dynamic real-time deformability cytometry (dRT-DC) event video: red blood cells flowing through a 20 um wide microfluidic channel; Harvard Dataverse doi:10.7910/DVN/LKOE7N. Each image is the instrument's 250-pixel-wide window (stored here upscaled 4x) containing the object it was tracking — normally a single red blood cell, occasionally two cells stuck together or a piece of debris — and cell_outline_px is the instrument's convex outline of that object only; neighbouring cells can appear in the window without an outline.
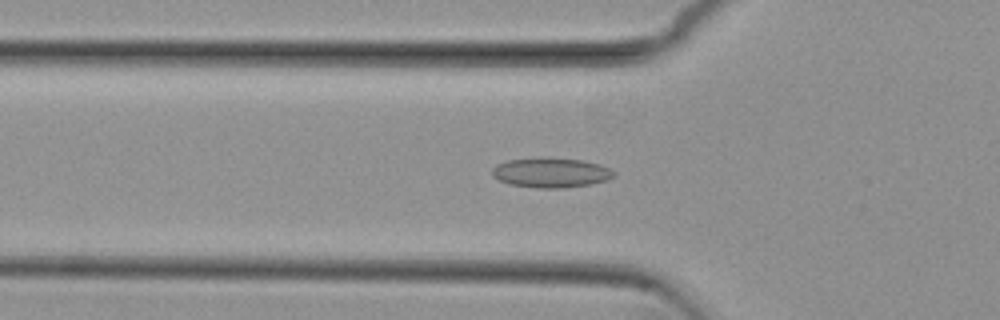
{"species": "common noctule bat (a hibernating species)", "species_latin": "Nyctalus noctula", "temperature_condition": "cold", "stored_images_in_passage": 31, "camera_frame_rate_fps": 3000, "um_per_image_px": 0.085, "animal": {"sex": "female", "body_mass_g": 29.2, "forearm_length_mm": 56.3}, "frame": {"image": 1, "passage_image": 2, "time_ms": 0.333, "image_size_px": [1000, 320], "cell_outline_px": [[616, 176], [608, 180], [592, 184], [564, 188], [536, 188], [508, 184], [492, 176], [492, 168], [496, 164], [508, 160], [544, 156], [548, 156], [584, 160], [600, 164], [616, 172]], "centroid_in_image_um": [46.85, 14.66], "position_along_channel_um": 79.0, "area_um2": 21.73}}
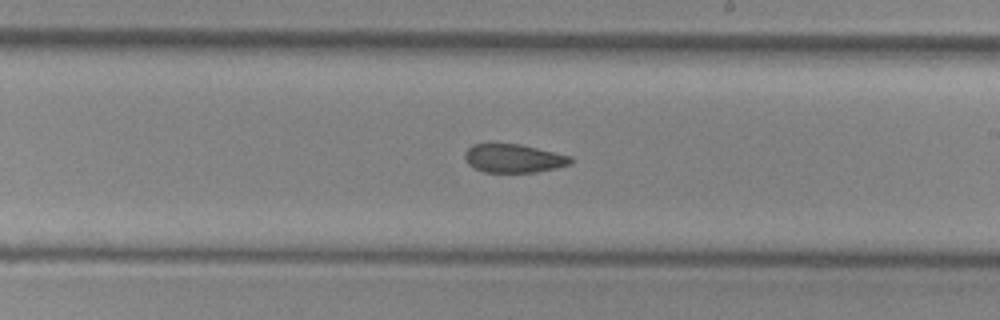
{"frame": {"image": 2, "passage_image": 15, "time_ms": 4.667, "image_size_px": [1000, 320], "cell_outline_px": [[572, 164], [556, 168], [536, 172], [484, 172], [468, 164], [464, 156], [464, 152], [472, 144], [520, 144], [572, 156]], "centroid_in_image_um": [43.67, 13.46], "position_along_channel_um": 245.3, "area_um2": 17.57}}
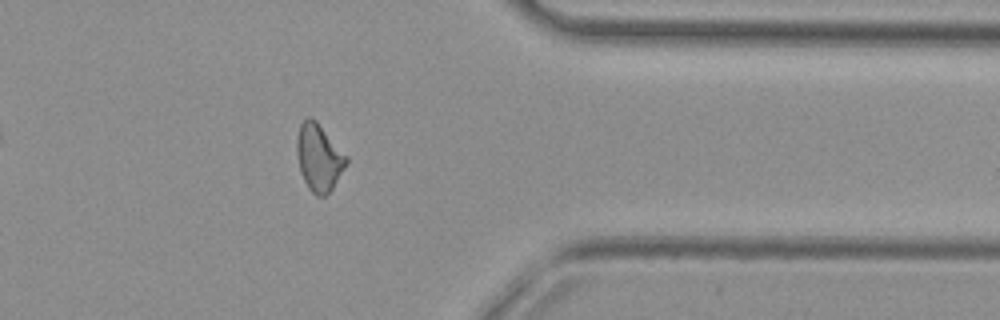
{"frame": {"image": 3, "passage_image": 27, "time_ms": 8.667, "image_size_px": [1000, 320], "cell_outline_px": [[348, 160], [344, 168], [332, 188], [324, 196], [316, 196], [308, 188], [304, 180], [300, 168], [296, 152], [296, 140], [300, 124], [308, 116], [316, 120], [348, 156]], "centroid_in_image_um": [27.1, 13.37], "position_along_channel_um": 384.3, "area_um2": 19.19}, "authors_computed_cell_mechanics": {"area_um2": 18.9006, "velocity_mm_per_s": 3.8307, "shape_relaxation_time_tau1_ms": null, "shape_relaxation_time_tau2_ms": 4.9009, "deformation_change_tau1": null, "deformation_change_tau2": 0.1257}}